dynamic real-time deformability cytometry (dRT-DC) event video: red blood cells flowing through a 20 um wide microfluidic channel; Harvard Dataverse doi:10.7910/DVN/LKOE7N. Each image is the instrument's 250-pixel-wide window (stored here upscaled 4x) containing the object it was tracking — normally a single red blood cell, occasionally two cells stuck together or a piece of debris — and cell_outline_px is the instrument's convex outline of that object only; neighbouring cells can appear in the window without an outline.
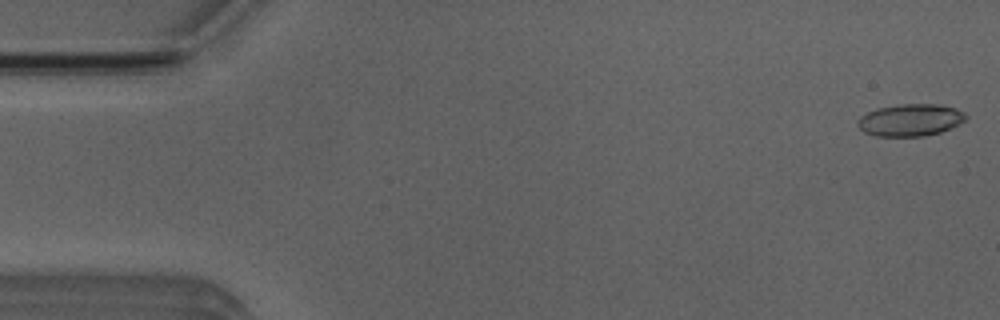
{"species": "Egyptian fruit bat (a non-hibernating species)", "species_latin": "Rousettus aegyptiacus", "temperature_condition": "room temperature", "stored_images_in_passage": 52, "camera_frame_rate_fps": 3000, "um_per_image_px": 0.085, "animal": {"sex": "male"}, "frame": {"image": 1, "passage_image": 1, "time_ms": 0.0, "image_size_px": [1000, 320], "cell_outline_px": [[968, 116], [960, 124], [940, 132], [924, 136], [876, 136], [864, 132], [856, 124], [856, 120], [860, 116], [876, 108], [900, 104], [936, 104], [956, 108], [964, 112]], "centroid_in_image_um": [77.36, 10.2], "position_along_channel_um": 7.6, "area_um2": 20.35}}
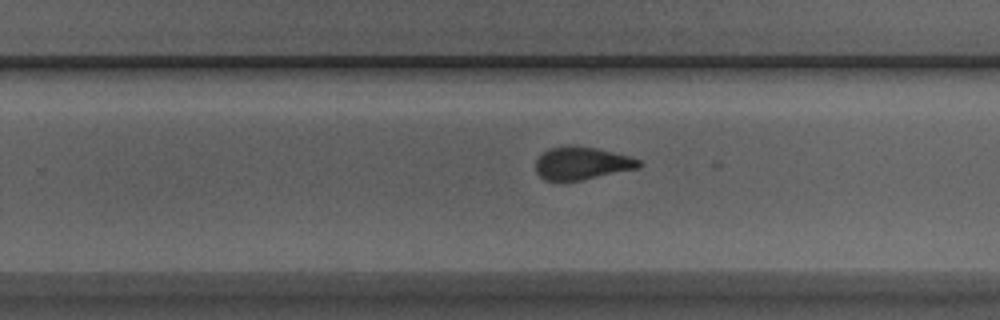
{"frame": {"image": 2, "passage_image": 32, "time_ms": 10.333, "image_size_px": [1000, 320], "cell_outline_px": [[644, 164], [640, 168], [580, 180], [544, 180], [536, 172], [536, 160], [548, 148], [564, 144], [572, 144], [596, 148], [628, 156], [640, 160]], "centroid_in_image_um": [49.46, 13.85], "position_along_channel_um": 280.3, "area_um2": 19.83}}
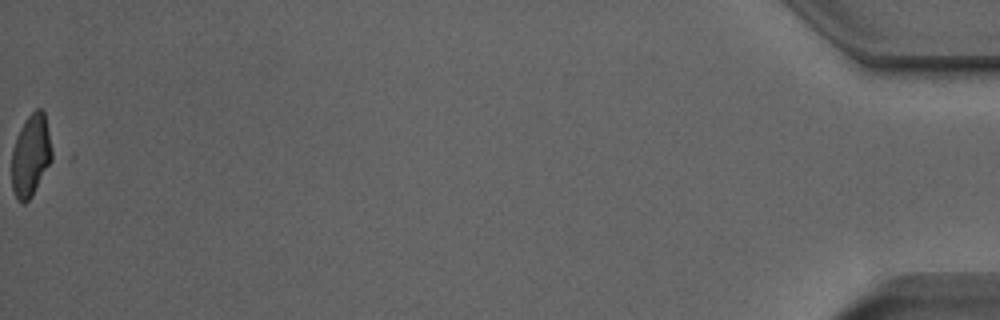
{"frame": {"image": 3, "passage_image": 52, "time_ms": 17.0, "image_size_px": [1000, 320], "cell_outline_px": [[60, 156], [32, 196], [24, 204], [16, 196], [12, 188], [12, 148], [20, 128], [24, 120], [36, 108], [40, 108], [44, 112]], "centroid_in_image_um": [2.77, 13.19], "position_along_channel_um": 432.4, "area_um2": 21.04}, "authors_computed_cell_mechanics": {"area_um2": 20.4323, "velocity_mm_per_s": 3.9323, "shape_relaxation_time_tau1_ms": null, "shape_relaxation_time_tau2_ms": 2.0399, "deformation_change_tau1": null, "deformation_change_tau2": 0.0853}}